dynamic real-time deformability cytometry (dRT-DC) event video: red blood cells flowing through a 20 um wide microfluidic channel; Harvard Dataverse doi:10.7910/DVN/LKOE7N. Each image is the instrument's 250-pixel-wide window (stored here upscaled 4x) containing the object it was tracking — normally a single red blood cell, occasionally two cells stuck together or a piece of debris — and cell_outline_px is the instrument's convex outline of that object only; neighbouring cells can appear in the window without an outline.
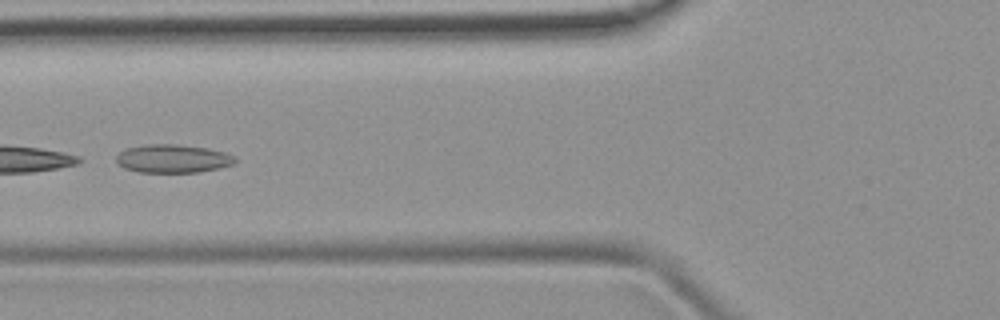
{"species": "common noctule bat (a hibernating species)", "species_latin": "Nyctalus noctula", "temperature_condition": "room temperature", "stored_images_in_passage": 4, "camera_frame_rate_fps": 3000, "um_per_image_px": 0.085, "animal": {"sex": "female", "body_mass_g": 19.9}, "frame": {"image": 1, "passage_image": 2, "time_ms": 1.333, "image_size_px": [1000, 320], "cell_outline_px": [[236, 160], [232, 164], [200, 172], [140, 172], [124, 168], [116, 164], [116, 156], [120, 152], [128, 148], [144, 144], [176, 144], [208, 148], [224, 152], [236, 156]], "centroid_in_image_um": [14.66, 13.48], "position_along_channel_um": 111.1, "area_um2": 19.59}}
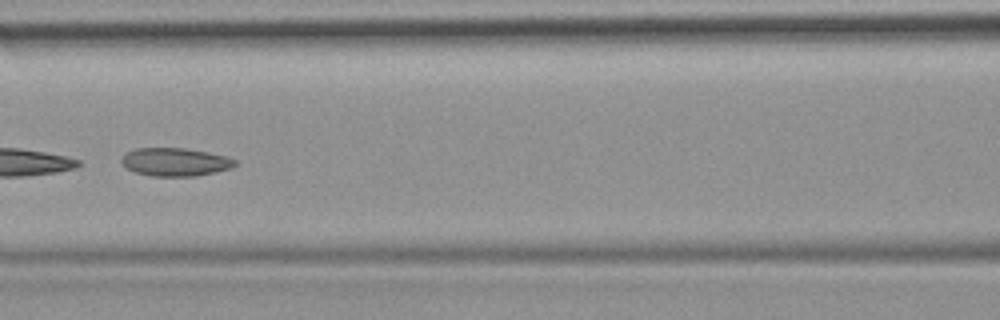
{"frame": {"image": 2, "passage_image": 3, "time_ms": 2.333, "image_size_px": [1000, 320], "cell_outline_px": [[236, 164], [232, 168], [216, 172], [196, 176], [152, 176], [136, 172], [128, 168], [120, 160], [128, 152], [136, 148], [184, 148], [208, 152], [228, 156], [236, 160]], "centroid_in_image_um": [14.95, 13.77], "position_along_channel_um": 151.7, "area_um2": 18.55}}
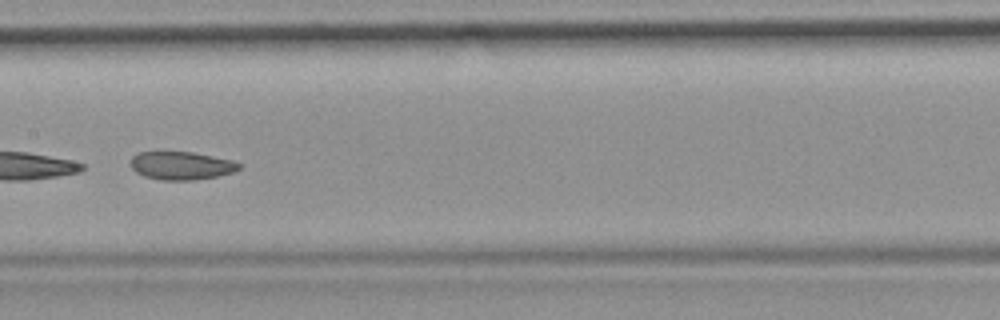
{"frame": {"image": 3, "passage_image": 4, "time_ms": 3.333, "image_size_px": [1000, 320], "cell_outline_px": [[244, 164], [240, 168], [232, 172], [216, 176], [192, 180], [160, 180], [144, 176], [136, 172], [132, 168], [132, 156], [136, 152], [192, 152], [232, 160]], "centroid_in_image_um": [15.42, 14.07], "position_along_channel_um": 192.0, "area_um2": 17.69}}